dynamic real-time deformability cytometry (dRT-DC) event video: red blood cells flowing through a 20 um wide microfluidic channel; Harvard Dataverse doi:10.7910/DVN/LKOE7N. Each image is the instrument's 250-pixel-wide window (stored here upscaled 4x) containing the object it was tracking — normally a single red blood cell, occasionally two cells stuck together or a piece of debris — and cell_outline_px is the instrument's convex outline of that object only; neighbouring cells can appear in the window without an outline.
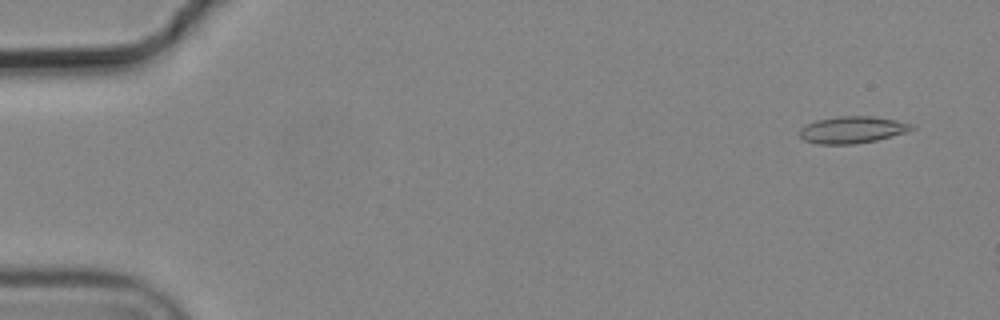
{"species": "common noctule bat (a hibernating species)", "species_latin": "Nyctalus noctula", "temperature_condition": "cold", "stored_images_in_passage": 3, "camera_frame_rate_fps": 3000, "um_per_image_px": 0.085, "animal": {"sex": "male", "body_mass_g": 19.2, "forearm_length_mm": 51.8}, "frame": {"image": 1, "passage_image": 1, "time_ms": 0.0, "image_size_px": [1000, 320], "cell_outline_px": [[916, 128], [904, 132], [876, 140], [856, 144], [816, 144], [804, 140], [800, 136], [800, 128], [816, 120], [840, 116], [872, 116], [896, 120], [912, 124]], "centroid_in_image_um": [72.42, 11.03], "position_along_channel_um": 12.6, "area_um2": 17.4}}